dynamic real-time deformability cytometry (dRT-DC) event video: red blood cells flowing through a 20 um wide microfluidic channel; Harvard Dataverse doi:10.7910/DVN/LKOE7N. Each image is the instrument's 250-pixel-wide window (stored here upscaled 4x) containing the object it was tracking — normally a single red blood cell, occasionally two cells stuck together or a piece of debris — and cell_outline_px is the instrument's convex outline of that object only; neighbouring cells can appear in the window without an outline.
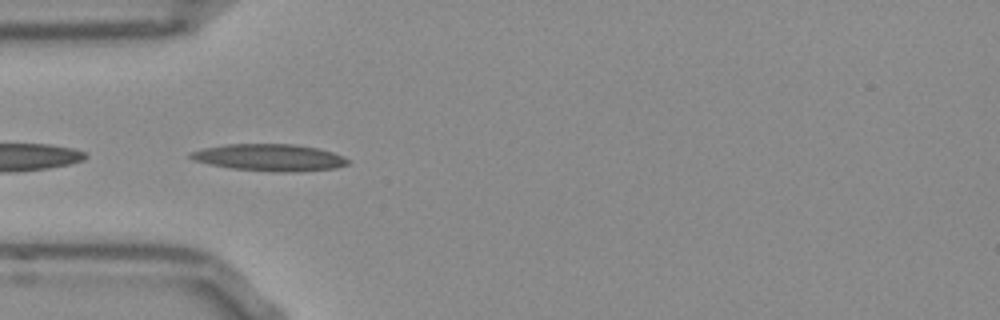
{"species": "Egyptian fruit bat (a non-hibernating species)", "species_latin": "Rousettus aegyptiacus", "temperature_condition": "room temperature", "stored_images_in_passage": 35, "camera_frame_rate_fps": 3000, "um_per_image_px": 0.085, "frame": {"image": 1, "passage_image": 1, "time_ms": 0.0, "image_size_px": [1000, 320], "cell_outline_px": [[348, 164], [336, 168], [296, 172], [276, 172], [232, 168], [208, 164], [192, 160], [188, 156], [188, 152], [204, 148], [224, 144], [296, 144], [316, 148], [332, 152], [344, 156], [348, 160]], "centroid_in_image_um": [22.88, 13.39], "position_along_channel_um": 62.1, "area_um2": 24.8}, "authors_computed_cell_mechanics": {"area_um2": 22.3108, "velocity_mm_per_s": 3.8582, "shape_relaxation_time_tau1_ms": 6.6695, "shape_relaxation_time_tau2_ms": 2.1779, "deformation_change_tau1": 0.2286, "deformation_change_tau2": 0.1171}}